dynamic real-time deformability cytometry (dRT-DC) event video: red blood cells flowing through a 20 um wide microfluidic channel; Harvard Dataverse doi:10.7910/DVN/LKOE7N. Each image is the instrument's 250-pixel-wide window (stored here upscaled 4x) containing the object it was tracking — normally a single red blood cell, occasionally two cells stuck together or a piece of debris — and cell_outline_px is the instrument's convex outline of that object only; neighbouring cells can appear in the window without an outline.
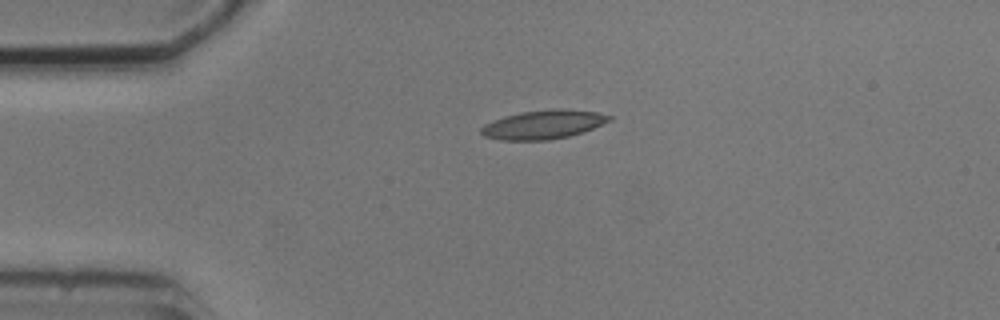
{"species": "common noctule bat (a hibernating species)", "species_latin": "Nyctalus noctula", "temperature_condition": "cold", "stored_images_in_passage": 8, "camera_frame_rate_fps": 3000, "um_per_image_px": 0.085, "animal": {"sex": "male", "body_mass_g": 20.5, "forearm_length_mm": 52.5}, "frame": {"image": 1, "passage_image": 1, "time_ms": 0.0, "image_size_px": [1000, 320], "cell_outline_px": [[612, 120], [592, 128], [568, 136], [548, 140], [500, 140], [484, 136], [480, 132], [480, 128], [484, 124], [492, 120], [504, 116], [520, 112], [556, 108], [564, 108], [596, 112], [612, 116]], "centroid_in_image_um": [46.15, 10.57], "position_along_channel_um": 38.9, "area_um2": 21.56}}
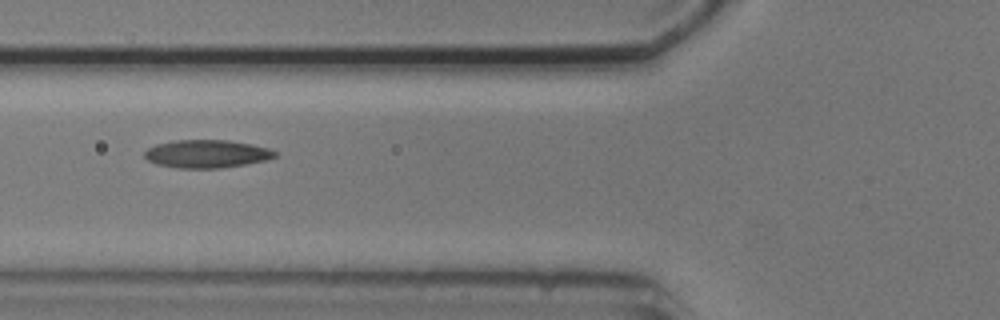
{"frame": {"image": 2, "passage_image": 3, "time_ms": 2.667, "image_size_px": [1000, 320], "cell_outline_px": [[276, 156], [268, 160], [220, 168], [176, 168], [156, 164], [148, 160], [144, 156], [144, 152], [148, 148], [156, 144], [176, 140], [228, 140], [252, 144], [268, 148], [276, 152]], "centroid_in_image_um": [17.56, 13.07], "position_along_channel_um": 108.2, "area_um2": 21.27}}
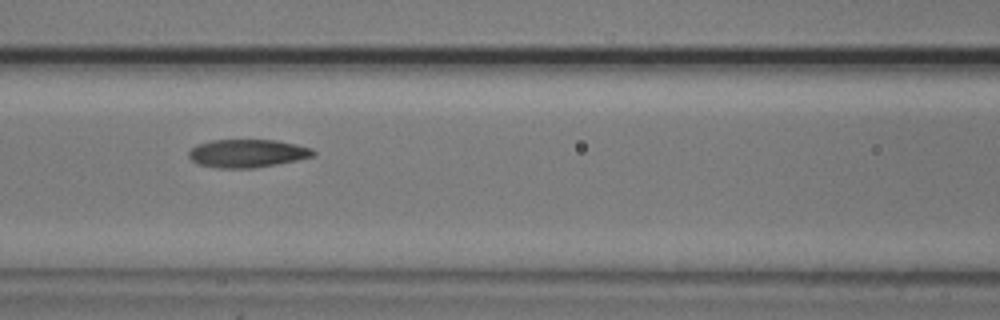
{"frame": {"image": 3, "passage_image": 4, "time_ms": 3.667, "image_size_px": [1000, 320], "cell_outline_px": [[316, 156], [256, 168], [216, 168], [196, 164], [188, 156], [188, 152], [196, 144], [212, 140], [276, 140], [296, 144], [312, 148], [316, 152]], "centroid_in_image_um": [21.02, 13.04], "position_along_channel_um": 145.6, "area_um2": 20.58}}